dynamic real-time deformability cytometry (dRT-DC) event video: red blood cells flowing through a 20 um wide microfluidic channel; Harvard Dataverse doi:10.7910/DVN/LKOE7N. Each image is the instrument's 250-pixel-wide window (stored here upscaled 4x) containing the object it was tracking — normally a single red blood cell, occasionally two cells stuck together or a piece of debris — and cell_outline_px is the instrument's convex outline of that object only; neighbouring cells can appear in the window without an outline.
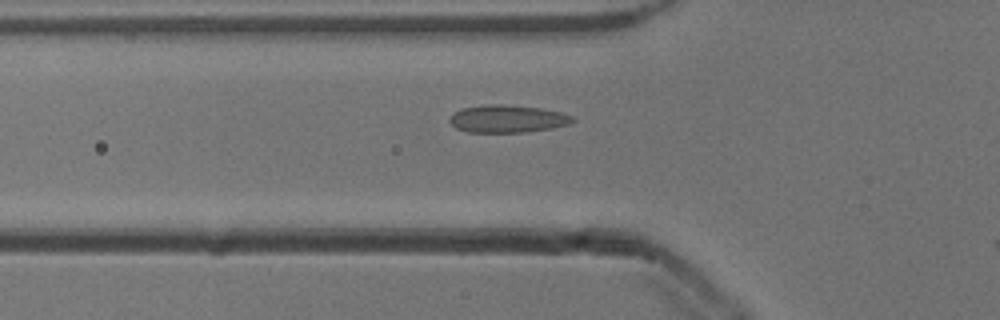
{"species": "common noctule bat (a hibernating species)", "species_latin": "Nyctalus noctula", "temperature_condition": "cold", "stored_images_in_passage": 33, "camera_frame_rate_fps": 3000, "um_per_image_px": 0.085, "animal": {"sex": "male", "body_mass_g": 13.3}, "frame": {"image": 1, "passage_image": 2, "time_ms": 0.333, "image_size_px": [1000, 320], "cell_outline_px": [[576, 120], [568, 124], [552, 128], [524, 132], [468, 132], [456, 128], [448, 120], [448, 116], [452, 112], [464, 108], [484, 104], [504, 104], [540, 108], [560, 112], [572, 116]], "centroid_in_image_um": [43.09, 10.09], "position_along_channel_um": 82.7, "area_um2": 19.83}}
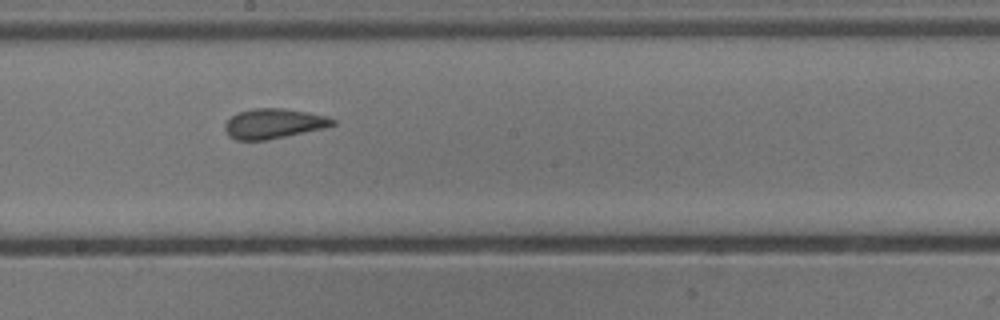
{"frame": {"image": 2, "passage_image": 13, "time_ms": 4.0, "image_size_px": [1000, 320], "cell_outline_px": [[336, 124], [324, 128], [268, 140], [236, 140], [228, 136], [224, 128], [224, 124], [236, 112], [252, 108], [284, 108], [328, 116], [336, 120]], "centroid_in_image_um": [23.25, 10.5], "position_along_channel_um": 225.0, "area_um2": 18.96}}
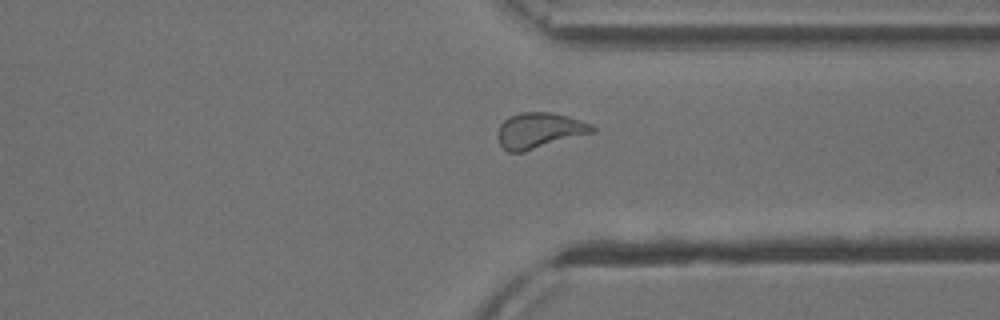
{"frame": {"image": 3, "passage_image": 24, "time_ms": 7.667, "image_size_px": [1000, 320], "cell_outline_px": [[596, 132], [524, 152], [508, 152], [500, 144], [496, 136], [496, 132], [500, 124], [508, 116], [520, 112], [552, 112], [568, 116], [592, 124], [596, 128]], "centroid_in_image_um": [45.84, 11.09], "position_along_channel_um": 365.6, "area_um2": 20.0}}